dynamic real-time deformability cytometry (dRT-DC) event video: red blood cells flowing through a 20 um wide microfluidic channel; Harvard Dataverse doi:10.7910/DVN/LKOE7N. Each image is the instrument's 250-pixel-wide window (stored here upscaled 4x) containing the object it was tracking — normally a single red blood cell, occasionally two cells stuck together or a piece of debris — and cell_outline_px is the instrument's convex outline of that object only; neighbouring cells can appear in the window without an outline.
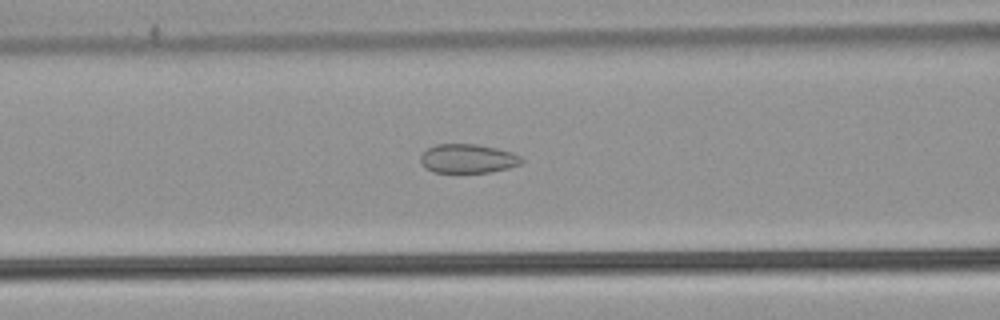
{"species": "common noctule bat (a hibernating species)", "species_latin": "Nyctalus noctula", "temperature_condition": "warm", "stored_images_in_passage": 31, "camera_frame_rate_fps": 3000, "um_per_image_px": 0.085, "animal": {"sex": "male", "body_mass_g": 21.5, "forearm_length_mm": 52.0}, "frame": {"image": 1, "passage_image": 13, "time_ms": 4.0, "image_size_px": [1000, 320], "cell_outline_px": [[524, 160], [520, 164], [508, 168], [488, 172], [432, 172], [420, 160], [420, 156], [428, 148], [436, 144], [476, 144], [496, 148], [512, 152], [520, 156]], "centroid_in_image_um": [39.78, 13.47], "position_along_channel_um": 126.8, "area_um2": 16.88}}
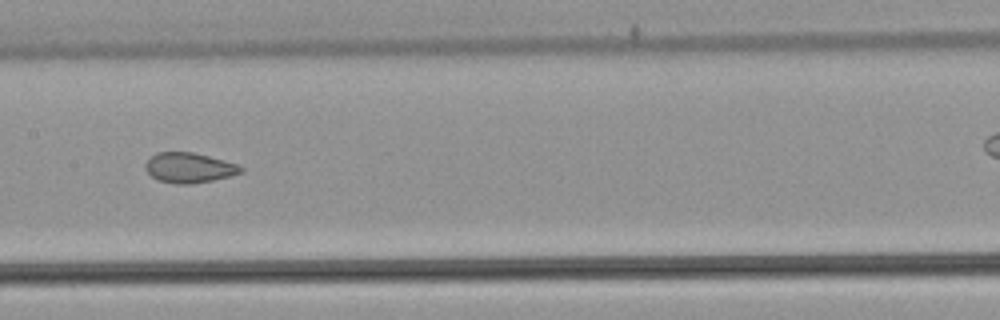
{"frame": {"image": 2, "passage_image": 18, "time_ms": 5.667, "image_size_px": [1000, 320], "cell_outline_px": [[244, 172], [232, 176], [212, 180], [188, 184], [176, 184], [160, 180], [152, 176], [144, 168], [144, 164], [156, 152], [192, 152], [224, 160], [236, 164], [244, 168]], "centroid_in_image_um": [16.09, 14.25], "position_along_channel_um": 191.3, "area_um2": 16.65}}
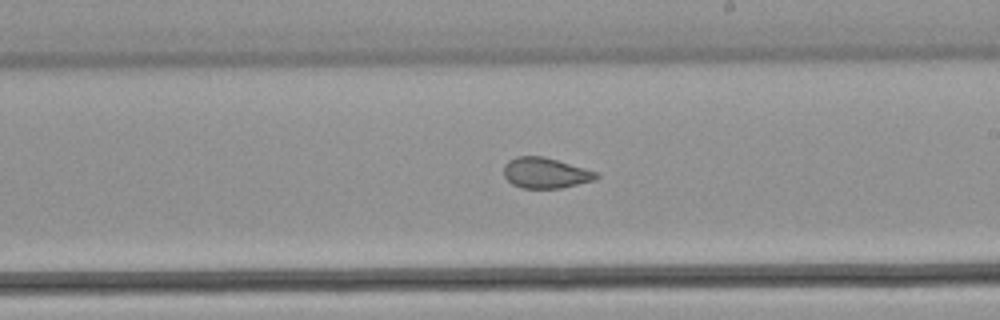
{"frame": {"image": 3, "passage_image": 22, "time_ms": 7.0, "image_size_px": [1000, 320], "cell_outline_px": [[600, 176], [596, 180], [560, 188], [520, 188], [512, 184], [504, 176], [504, 164], [508, 160], [516, 156], [544, 156], [584, 168], [596, 172]], "centroid_in_image_um": [46.35, 14.7], "position_along_channel_um": 242.7, "area_um2": 16.53}}